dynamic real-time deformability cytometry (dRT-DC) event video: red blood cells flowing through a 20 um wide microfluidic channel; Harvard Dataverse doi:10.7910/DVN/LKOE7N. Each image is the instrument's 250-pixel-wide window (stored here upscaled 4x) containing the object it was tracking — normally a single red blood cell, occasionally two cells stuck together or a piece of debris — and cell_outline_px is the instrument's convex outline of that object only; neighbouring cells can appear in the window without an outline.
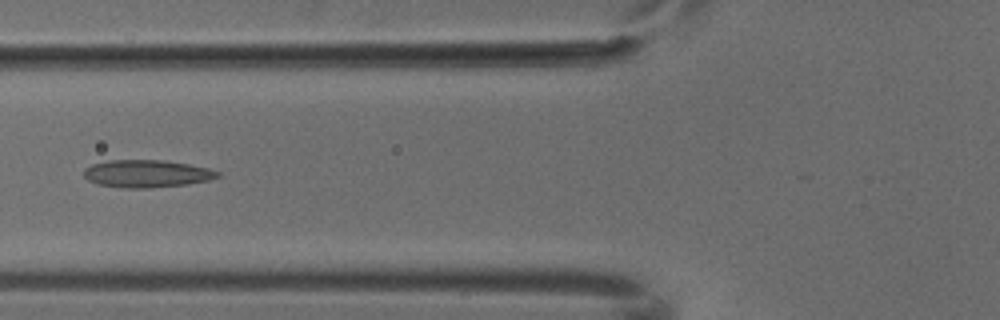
{"species": "common noctule bat (a hibernating species)", "species_latin": "Nyctalus noctula", "temperature_condition": "cold", "stored_images_in_passage": 7, "camera_frame_rate_fps": 3000, "um_per_image_px": 0.085, "animal": {"sex": "male", "body_mass_g": 18.8}, "frame": {"image": 1, "passage_image": 7, "time_ms": 2.0, "image_size_px": [1000, 320], "cell_outline_px": [[220, 176], [208, 180], [188, 184], [148, 188], [124, 188], [96, 184], [88, 180], [84, 176], [84, 168], [92, 164], [108, 160], [164, 160], [188, 164], [208, 168], [220, 172]], "centroid_in_image_um": [12.45, 14.76], "position_along_channel_um": 113.3, "area_um2": 21.5}}